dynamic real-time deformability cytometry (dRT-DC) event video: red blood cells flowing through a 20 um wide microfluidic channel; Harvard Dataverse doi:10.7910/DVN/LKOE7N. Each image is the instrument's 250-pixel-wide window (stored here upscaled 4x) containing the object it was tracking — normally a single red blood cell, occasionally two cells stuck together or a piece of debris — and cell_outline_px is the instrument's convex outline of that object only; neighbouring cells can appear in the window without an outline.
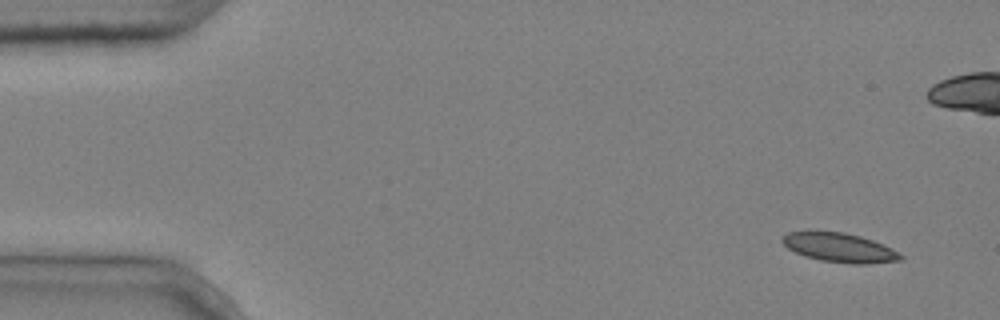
{"species": "common noctule bat (a hibernating species)", "species_latin": "Nyctalus noctula", "temperature_condition": "cold", "stored_images_in_passage": 6, "camera_frame_rate_fps": 3000, "um_per_image_px": 0.085, "animal": {"sex": "male", "body_mass_g": 20.4}, "frame": {"image": 1, "passage_image": 1, "time_ms": 0.0, "image_size_px": [1000, 320], "cell_outline_px": [[904, 260], [864, 264], [852, 264], [820, 260], [804, 256], [788, 248], [780, 240], [780, 236], [788, 232], [808, 228], [816, 228], [844, 232], [860, 236], [872, 240], [904, 256]], "centroid_in_image_um": [71.23, 20.99], "position_along_channel_um": 13.8, "area_um2": 20.75}}